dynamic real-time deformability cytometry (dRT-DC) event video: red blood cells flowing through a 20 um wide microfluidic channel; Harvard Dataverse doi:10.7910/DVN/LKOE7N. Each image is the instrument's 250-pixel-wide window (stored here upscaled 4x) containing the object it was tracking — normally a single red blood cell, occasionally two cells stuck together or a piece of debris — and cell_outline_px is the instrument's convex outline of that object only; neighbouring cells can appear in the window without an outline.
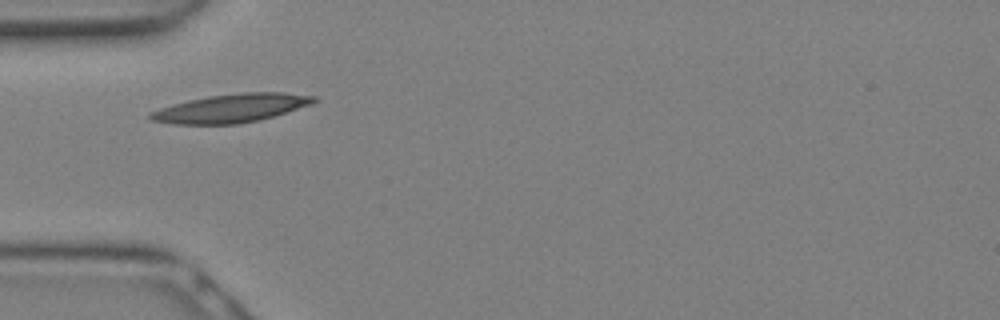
{"species": "Egyptian fruit bat (a non-hibernating species)", "species_latin": "Rousettus aegyptiacus", "temperature_condition": "warm", "stored_images_in_passage": 4, "camera_frame_rate_fps": 3000, "um_per_image_px": 0.085, "animal": {"sex": "female"}, "frame": {"image": 1, "passage_image": 1, "time_ms": 0.0, "image_size_px": [1000, 320], "cell_outline_px": [[316, 100], [312, 104], [260, 120], [236, 124], [172, 124], [152, 120], [148, 116], [148, 112], [172, 104], [188, 100], [208, 96], [244, 92], [284, 92], [316, 96]], "centroid_in_image_um": [19.63, 9.19], "position_along_channel_um": 65.4, "area_um2": 27.11}}
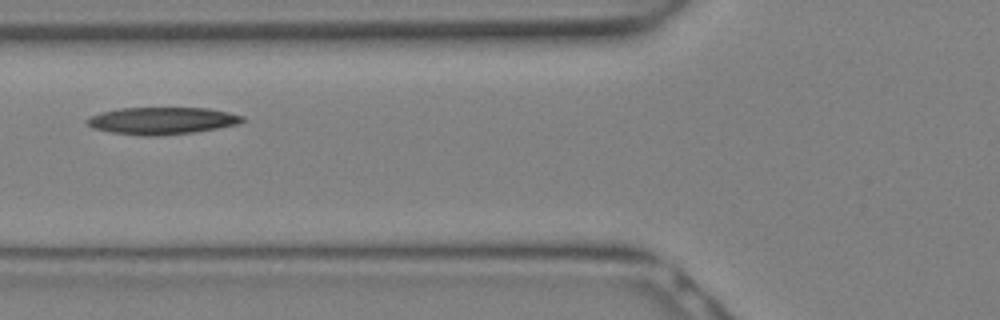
{"frame": {"image": 2, "passage_image": 3, "time_ms": 0.667, "image_size_px": [1000, 320], "cell_outline_px": [[244, 120], [236, 124], [216, 128], [192, 132], [160, 136], [144, 136], [112, 132], [92, 128], [84, 120], [88, 116], [100, 112], [120, 108], [208, 108], [228, 112], [244, 116]], "centroid_in_image_um": [13.71, 10.25], "position_along_channel_um": 112.1, "area_um2": 24.51}}